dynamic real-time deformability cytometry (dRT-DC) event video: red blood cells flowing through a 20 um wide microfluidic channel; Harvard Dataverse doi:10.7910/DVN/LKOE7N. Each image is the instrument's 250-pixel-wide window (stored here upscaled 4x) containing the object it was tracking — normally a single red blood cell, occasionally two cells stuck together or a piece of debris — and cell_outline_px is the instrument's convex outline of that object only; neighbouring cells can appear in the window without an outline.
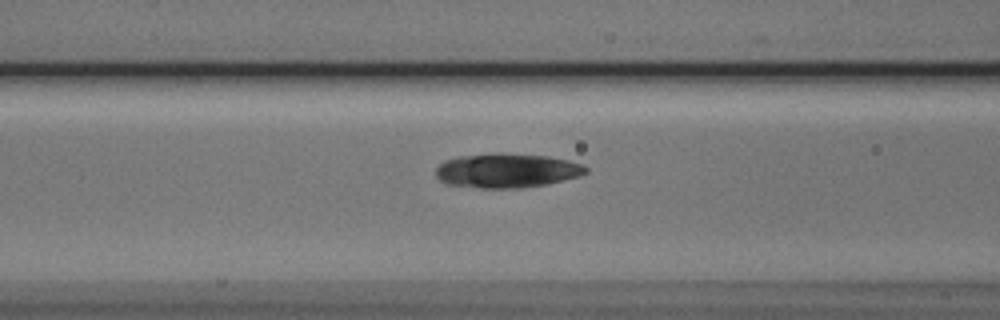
{"species": "Egyptian fruit bat (a non-hibernating species)", "species_latin": "Rousettus aegyptiacus", "temperature_condition": "cold", "stored_images_in_passage": 6, "camera_frame_rate_fps": 3000, "um_per_image_px": 0.085, "animal": {"sex": "male"}, "frame": {"image": 1, "passage_image": 6, "time_ms": 6.667, "image_size_px": [1000, 320], "cell_outline_px": [[588, 172], [580, 176], [548, 184], [520, 188], [480, 188], [448, 184], [440, 180], [436, 176], [436, 168], [444, 160], [456, 156], [500, 152], [548, 156], [568, 160], [584, 164], [588, 168]], "centroid_in_image_um": [43.1, 14.49], "position_along_channel_um": 123.5, "area_um2": 30.4}}